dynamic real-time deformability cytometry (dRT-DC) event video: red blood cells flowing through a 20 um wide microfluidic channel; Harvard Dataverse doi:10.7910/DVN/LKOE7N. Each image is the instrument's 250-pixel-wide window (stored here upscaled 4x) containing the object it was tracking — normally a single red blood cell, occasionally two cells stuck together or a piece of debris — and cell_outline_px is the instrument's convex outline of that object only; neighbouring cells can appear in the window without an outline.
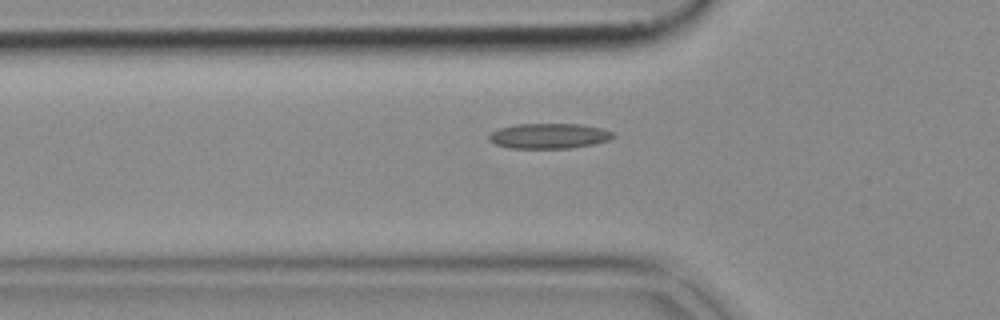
{"species": "common noctule bat (a hibernating species)", "species_latin": "Nyctalus noctula", "temperature_condition": "cold", "stored_images_in_passage": 40, "camera_frame_rate_fps": 3000, "um_per_image_px": 0.085, "animal": {"sex": "female", "body_mass_g": 18.4}, "frame": {"image": 1, "passage_image": 9, "time_ms": 2.667, "image_size_px": [1000, 320], "cell_outline_px": [[616, 136], [608, 140], [596, 144], [572, 148], [508, 148], [496, 144], [488, 140], [488, 136], [492, 132], [500, 128], [516, 124], [580, 124], [600, 128], [612, 132]], "centroid_in_image_um": [46.67, 11.56], "position_along_channel_um": 79.1, "area_um2": 18.26}}
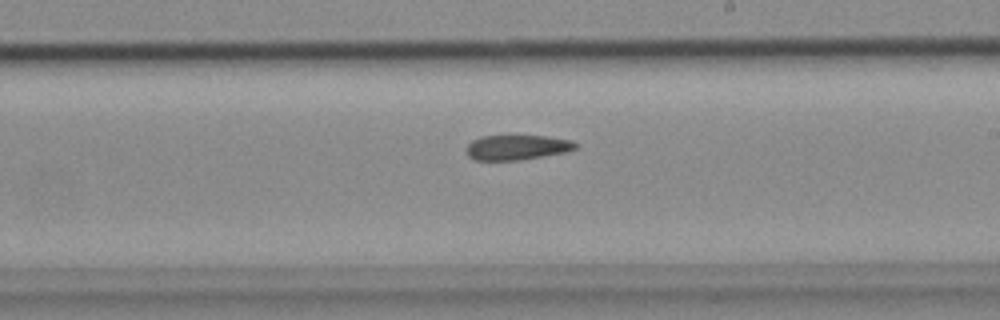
{"frame": {"image": 2, "passage_image": 22, "time_ms": 7.0, "image_size_px": [1000, 320], "cell_outline_px": [[576, 148], [568, 152], [520, 160], [476, 160], [468, 156], [468, 144], [472, 140], [480, 136], [548, 136], [572, 140], [576, 144]], "centroid_in_image_um": [43.97, 12.53], "position_along_channel_um": 245.0, "area_um2": 15.84}}
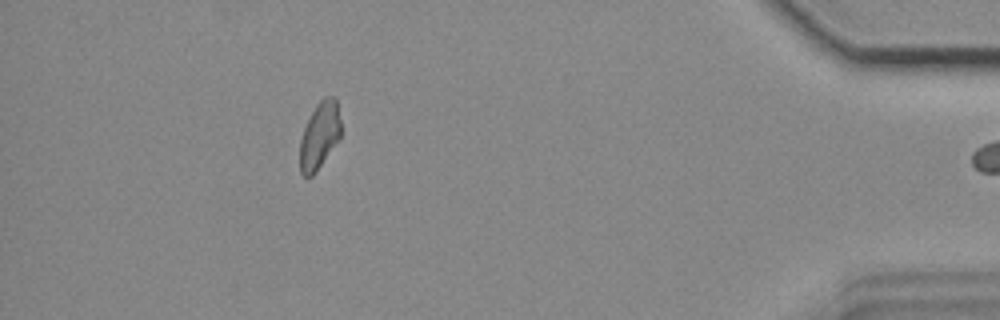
{"frame": {"image": 3, "passage_image": 39, "time_ms": 12.667, "image_size_px": [1000, 320], "cell_outline_px": [[340, 136], [316, 172], [312, 176], [304, 176], [300, 172], [300, 140], [304, 128], [316, 104], [324, 96], [332, 96], [336, 100], [340, 120]], "centroid_in_image_um": [27.14, 11.51], "position_along_channel_um": 408.1, "area_um2": 15.66}}